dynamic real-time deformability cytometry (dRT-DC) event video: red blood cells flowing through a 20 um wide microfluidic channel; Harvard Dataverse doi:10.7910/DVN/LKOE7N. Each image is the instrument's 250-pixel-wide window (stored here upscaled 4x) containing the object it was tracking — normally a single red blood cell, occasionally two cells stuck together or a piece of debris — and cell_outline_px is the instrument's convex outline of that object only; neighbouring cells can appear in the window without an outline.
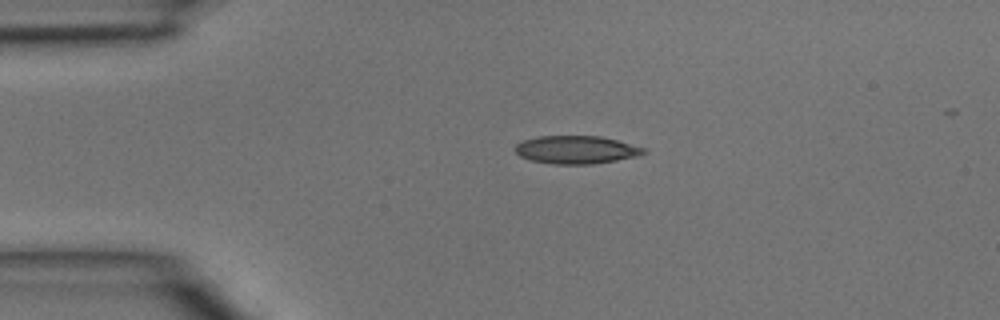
{"species": "common noctule bat (a hibernating species)", "species_latin": "Nyctalus noctula", "temperature_condition": "room temperature", "stored_images_in_passage": 4, "camera_frame_rate_fps": 3000, "um_per_image_px": 0.085, "animal": {"sex": "male", "body_mass_g": 15.6}, "frame": {"image": 1, "passage_image": 2, "time_ms": 0.333, "image_size_px": [1000, 320], "cell_outline_px": [[648, 152], [640, 156], [592, 164], [552, 164], [528, 160], [520, 156], [512, 148], [516, 144], [524, 140], [536, 136], [600, 136], [648, 148]], "centroid_in_image_um": [48.99, 12.73], "position_along_channel_um": 36.0, "area_um2": 21.27}}